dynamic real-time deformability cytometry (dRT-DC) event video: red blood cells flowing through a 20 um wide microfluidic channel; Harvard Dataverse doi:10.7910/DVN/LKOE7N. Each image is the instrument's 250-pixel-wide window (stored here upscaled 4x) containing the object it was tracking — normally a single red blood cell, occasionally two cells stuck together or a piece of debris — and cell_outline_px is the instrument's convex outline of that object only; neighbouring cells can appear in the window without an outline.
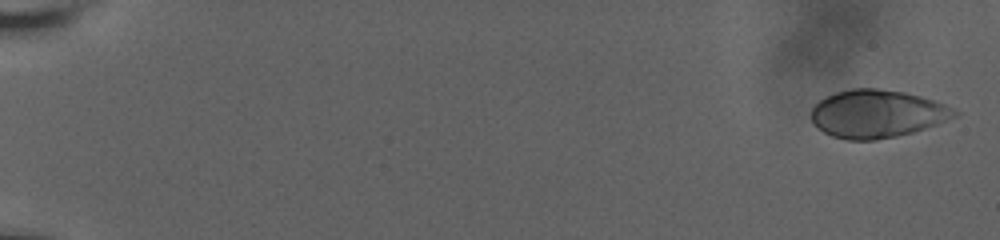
{"species": "human", "species_latin": "Homo sapiens", "temperature_condition": "room temperature", "stored_images_in_passage": 29, "camera_frame_rate_fps": 3000, "um_per_image_px": 0.085, "donor": {"sex": "male"}, "frame": {"image": 1, "passage_image": 1, "time_ms": 0.0, "image_size_px": [1000, 240], "cell_outline_px": [[960, 112], [956, 116], [936, 124], [912, 132], [896, 136], [876, 140], [848, 140], [832, 136], [816, 128], [812, 124], [808, 116], [812, 108], [824, 96], [836, 92], [852, 88], [876, 88], [904, 92], [920, 96], [944, 104]], "centroid_in_image_um": [74.47, 9.67], "position_along_channel_um": 10.5, "area_um2": 40.11}}
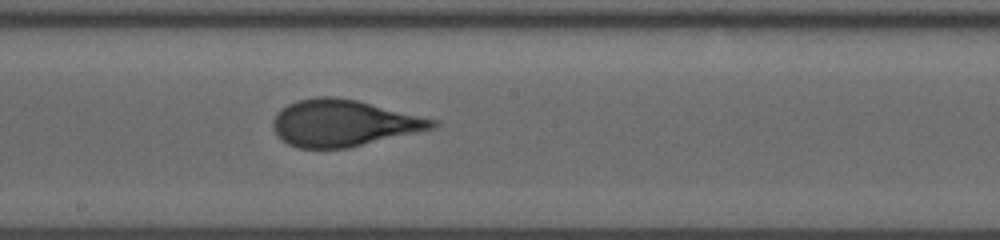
{"frame": {"image": 2, "passage_image": 16, "time_ms": 11.333, "image_size_px": [1000, 240], "cell_outline_px": [[440, 124], [436, 128], [348, 148], [300, 148], [288, 144], [272, 128], [272, 120], [276, 112], [280, 108], [296, 100], [316, 96], [332, 96], [356, 100], [440, 120]], "centroid_in_image_um": [29.21, 10.45], "position_along_channel_um": 219.0, "area_um2": 43.52}}
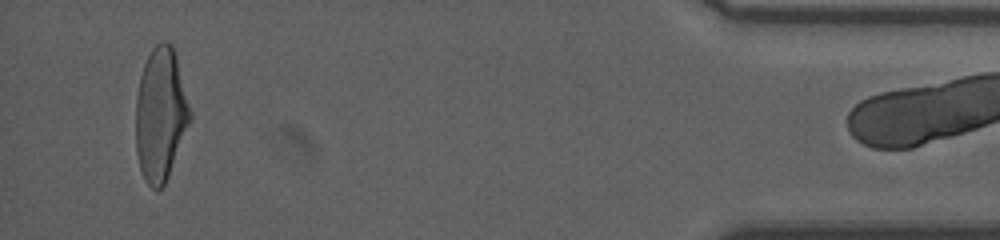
{"frame": {"image": 3, "passage_image": 28, "time_ms": 18.667, "image_size_px": [1000, 240], "cell_outline_px": [[192, 120], [168, 176], [164, 184], [156, 192], [144, 180], [140, 168], [136, 152], [136, 96], [140, 76], [144, 64], [152, 48], [156, 44], [164, 40], [172, 44], [176, 56], [192, 112]], "centroid_in_image_um": [13.66, 9.73], "position_along_channel_um": 421.5, "area_um2": 42.43}, "authors_computed_cell_mechanics": {"area_um2": 42.3096, "velocity_mm_per_s": 3.6488, "shape_relaxation_time_tau1_ms": 6.4321, "shape_relaxation_time_tau2_ms": null, "deformation_change_tau1": 0.222, "deformation_change_tau2": null}}